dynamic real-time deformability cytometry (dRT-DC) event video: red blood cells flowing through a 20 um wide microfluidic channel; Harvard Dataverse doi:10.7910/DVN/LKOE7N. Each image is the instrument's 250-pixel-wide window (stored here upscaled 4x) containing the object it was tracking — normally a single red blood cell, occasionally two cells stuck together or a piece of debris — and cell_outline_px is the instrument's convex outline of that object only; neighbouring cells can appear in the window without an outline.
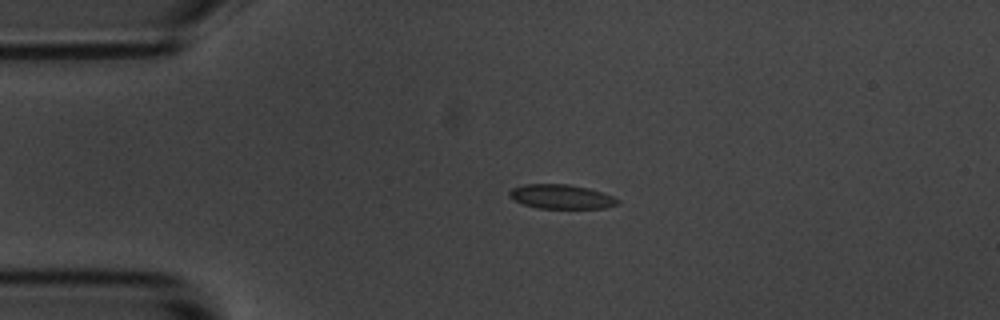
{"species": "common noctule bat (a hibernating species)", "species_latin": "Nyctalus noctula", "temperature_condition": "room temperature", "stored_images_in_passage": 4, "camera_frame_rate_fps": 3000, "um_per_image_px": 0.085, "animal": {"sex": "male", "body_mass_g": 20.1, "forearm_length_mm": 53.5}, "frame": {"image": 1, "passage_image": 3, "time_ms": 2.333, "image_size_px": [1000, 320], "cell_outline_px": [[620, 204], [604, 208], [536, 208], [524, 204], [508, 196], [508, 192], [512, 188], [524, 184], [568, 184], [588, 188], [612, 196], [620, 200]], "centroid_in_image_um": [47.71, 16.71], "position_along_channel_um": 37.3, "area_um2": 15.26}}